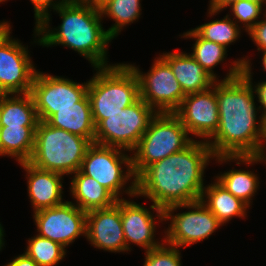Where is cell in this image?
<instances>
[{
	"instance_id": "obj_30",
	"label": "cell",
	"mask_w": 266,
	"mask_h": 266,
	"mask_svg": "<svg viewBox=\"0 0 266 266\" xmlns=\"http://www.w3.org/2000/svg\"><path fill=\"white\" fill-rule=\"evenodd\" d=\"M145 254L144 266H181V253L178 247L162 243L156 248L145 251Z\"/></svg>"
},
{
	"instance_id": "obj_5",
	"label": "cell",
	"mask_w": 266,
	"mask_h": 266,
	"mask_svg": "<svg viewBox=\"0 0 266 266\" xmlns=\"http://www.w3.org/2000/svg\"><path fill=\"white\" fill-rule=\"evenodd\" d=\"M92 142L82 136L39 121L35 131V146L31 159L33 166L62 175L80 170L82 160Z\"/></svg>"
},
{
	"instance_id": "obj_24",
	"label": "cell",
	"mask_w": 266,
	"mask_h": 266,
	"mask_svg": "<svg viewBox=\"0 0 266 266\" xmlns=\"http://www.w3.org/2000/svg\"><path fill=\"white\" fill-rule=\"evenodd\" d=\"M216 180L235 197L241 199L248 206L251 198L257 192L259 180L257 174L246 170H229L216 177Z\"/></svg>"
},
{
	"instance_id": "obj_11",
	"label": "cell",
	"mask_w": 266,
	"mask_h": 266,
	"mask_svg": "<svg viewBox=\"0 0 266 266\" xmlns=\"http://www.w3.org/2000/svg\"><path fill=\"white\" fill-rule=\"evenodd\" d=\"M139 80L140 98L157 113H174L186 96L170 65L160 56L154 60L146 74L137 66L129 64Z\"/></svg>"
},
{
	"instance_id": "obj_7",
	"label": "cell",
	"mask_w": 266,
	"mask_h": 266,
	"mask_svg": "<svg viewBox=\"0 0 266 266\" xmlns=\"http://www.w3.org/2000/svg\"><path fill=\"white\" fill-rule=\"evenodd\" d=\"M123 151L125 152L120 148L92 143L80 167L83 174L98 181L117 200L122 199L119 198L120 193L124 191L123 187L127 181L132 178L131 186L129 185L124 192L130 197L136 196V176L133 172L132 156L124 154ZM121 164H126V172L122 170Z\"/></svg>"
},
{
	"instance_id": "obj_15",
	"label": "cell",
	"mask_w": 266,
	"mask_h": 266,
	"mask_svg": "<svg viewBox=\"0 0 266 266\" xmlns=\"http://www.w3.org/2000/svg\"><path fill=\"white\" fill-rule=\"evenodd\" d=\"M85 237L98 249L109 252L128 251L121 220V199L112 207L87 212Z\"/></svg>"
},
{
	"instance_id": "obj_28",
	"label": "cell",
	"mask_w": 266,
	"mask_h": 266,
	"mask_svg": "<svg viewBox=\"0 0 266 266\" xmlns=\"http://www.w3.org/2000/svg\"><path fill=\"white\" fill-rule=\"evenodd\" d=\"M25 254L38 266H55L65 257L66 249L58 242L37 234L28 240Z\"/></svg>"
},
{
	"instance_id": "obj_17",
	"label": "cell",
	"mask_w": 266,
	"mask_h": 266,
	"mask_svg": "<svg viewBox=\"0 0 266 266\" xmlns=\"http://www.w3.org/2000/svg\"><path fill=\"white\" fill-rule=\"evenodd\" d=\"M27 173L28 196L30 197L33 211L51 208L63 204L62 200L64 175L39 169L29 162L19 163Z\"/></svg>"
},
{
	"instance_id": "obj_32",
	"label": "cell",
	"mask_w": 266,
	"mask_h": 266,
	"mask_svg": "<svg viewBox=\"0 0 266 266\" xmlns=\"http://www.w3.org/2000/svg\"><path fill=\"white\" fill-rule=\"evenodd\" d=\"M265 20L258 21L249 31L252 41L257 45L258 51L266 50V12L263 14Z\"/></svg>"
},
{
	"instance_id": "obj_4",
	"label": "cell",
	"mask_w": 266,
	"mask_h": 266,
	"mask_svg": "<svg viewBox=\"0 0 266 266\" xmlns=\"http://www.w3.org/2000/svg\"><path fill=\"white\" fill-rule=\"evenodd\" d=\"M88 81L87 95L95 127L106 115L120 112L140 98L139 80L129 64H112L95 68Z\"/></svg>"
},
{
	"instance_id": "obj_21",
	"label": "cell",
	"mask_w": 266,
	"mask_h": 266,
	"mask_svg": "<svg viewBox=\"0 0 266 266\" xmlns=\"http://www.w3.org/2000/svg\"><path fill=\"white\" fill-rule=\"evenodd\" d=\"M201 201L222 224L228 223L235 216L246 217L247 208L250 207L228 192L217 180L204 188Z\"/></svg>"
},
{
	"instance_id": "obj_23",
	"label": "cell",
	"mask_w": 266,
	"mask_h": 266,
	"mask_svg": "<svg viewBox=\"0 0 266 266\" xmlns=\"http://www.w3.org/2000/svg\"><path fill=\"white\" fill-rule=\"evenodd\" d=\"M11 96L2 93L0 126H37L39 119L31 93Z\"/></svg>"
},
{
	"instance_id": "obj_12",
	"label": "cell",
	"mask_w": 266,
	"mask_h": 266,
	"mask_svg": "<svg viewBox=\"0 0 266 266\" xmlns=\"http://www.w3.org/2000/svg\"><path fill=\"white\" fill-rule=\"evenodd\" d=\"M88 90V81L79 84L73 80L36 72L31 95L39 121L46 122L59 108L73 107Z\"/></svg>"
},
{
	"instance_id": "obj_16",
	"label": "cell",
	"mask_w": 266,
	"mask_h": 266,
	"mask_svg": "<svg viewBox=\"0 0 266 266\" xmlns=\"http://www.w3.org/2000/svg\"><path fill=\"white\" fill-rule=\"evenodd\" d=\"M153 216L149 209L144 206L124 198L121 199V220L128 251H130L131 243L146 251L162 244L154 240L156 225Z\"/></svg>"
},
{
	"instance_id": "obj_26",
	"label": "cell",
	"mask_w": 266,
	"mask_h": 266,
	"mask_svg": "<svg viewBox=\"0 0 266 266\" xmlns=\"http://www.w3.org/2000/svg\"><path fill=\"white\" fill-rule=\"evenodd\" d=\"M184 38H194L193 53L190 55L215 79L216 74L212 70L226 58L227 48L215 42L201 38L193 29L183 33Z\"/></svg>"
},
{
	"instance_id": "obj_31",
	"label": "cell",
	"mask_w": 266,
	"mask_h": 266,
	"mask_svg": "<svg viewBox=\"0 0 266 266\" xmlns=\"http://www.w3.org/2000/svg\"><path fill=\"white\" fill-rule=\"evenodd\" d=\"M7 1V0H5ZM34 6V16L36 19V26L38 24H48L50 21V14L49 11L50 9L55 10L57 7L60 5H63L70 0H59L53 1V0H30ZM55 2V3H54ZM52 7V8H51ZM50 8V9H48Z\"/></svg>"
},
{
	"instance_id": "obj_20",
	"label": "cell",
	"mask_w": 266,
	"mask_h": 266,
	"mask_svg": "<svg viewBox=\"0 0 266 266\" xmlns=\"http://www.w3.org/2000/svg\"><path fill=\"white\" fill-rule=\"evenodd\" d=\"M71 180L70 192L75 198L77 207L85 212L112 207L117 199L94 178L83 174L80 170Z\"/></svg>"
},
{
	"instance_id": "obj_27",
	"label": "cell",
	"mask_w": 266,
	"mask_h": 266,
	"mask_svg": "<svg viewBox=\"0 0 266 266\" xmlns=\"http://www.w3.org/2000/svg\"><path fill=\"white\" fill-rule=\"evenodd\" d=\"M201 38L223 45L225 48L235 42L241 33L237 22L231 20L229 15L224 19L213 20L193 29Z\"/></svg>"
},
{
	"instance_id": "obj_19",
	"label": "cell",
	"mask_w": 266,
	"mask_h": 266,
	"mask_svg": "<svg viewBox=\"0 0 266 266\" xmlns=\"http://www.w3.org/2000/svg\"><path fill=\"white\" fill-rule=\"evenodd\" d=\"M46 122L50 126L85 137L94 143L95 124L87 94L76 103V106L57 109Z\"/></svg>"
},
{
	"instance_id": "obj_14",
	"label": "cell",
	"mask_w": 266,
	"mask_h": 266,
	"mask_svg": "<svg viewBox=\"0 0 266 266\" xmlns=\"http://www.w3.org/2000/svg\"><path fill=\"white\" fill-rule=\"evenodd\" d=\"M174 113L188 134L201 137L205 142L210 140L219 126L216 82L207 90L187 94Z\"/></svg>"
},
{
	"instance_id": "obj_10",
	"label": "cell",
	"mask_w": 266,
	"mask_h": 266,
	"mask_svg": "<svg viewBox=\"0 0 266 266\" xmlns=\"http://www.w3.org/2000/svg\"><path fill=\"white\" fill-rule=\"evenodd\" d=\"M9 22L0 24V93H30L37 70L29 51L10 37Z\"/></svg>"
},
{
	"instance_id": "obj_38",
	"label": "cell",
	"mask_w": 266,
	"mask_h": 266,
	"mask_svg": "<svg viewBox=\"0 0 266 266\" xmlns=\"http://www.w3.org/2000/svg\"><path fill=\"white\" fill-rule=\"evenodd\" d=\"M258 149H266V117L262 118V133Z\"/></svg>"
},
{
	"instance_id": "obj_13",
	"label": "cell",
	"mask_w": 266,
	"mask_h": 266,
	"mask_svg": "<svg viewBox=\"0 0 266 266\" xmlns=\"http://www.w3.org/2000/svg\"><path fill=\"white\" fill-rule=\"evenodd\" d=\"M33 213L38 235L58 242L64 248L80 235L86 236L87 212L71 201Z\"/></svg>"
},
{
	"instance_id": "obj_41",
	"label": "cell",
	"mask_w": 266,
	"mask_h": 266,
	"mask_svg": "<svg viewBox=\"0 0 266 266\" xmlns=\"http://www.w3.org/2000/svg\"><path fill=\"white\" fill-rule=\"evenodd\" d=\"M1 102H2V93H0V108H1Z\"/></svg>"
},
{
	"instance_id": "obj_22",
	"label": "cell",
	"mask_w": 266,
	"mask_h": 266,
	"mask_svg": "<svg viewBox=\"0 0 266 266\" xmlns=\"http://www.w3.org/2000/svg\"><path fill=\"white\" fill-rule=\"evenodd\" d=\"M37 126H0V156L16 157L18 163L28 162L35 146Z\"/></svg>"
},
{
	"instance_id": "obj_8",
	"label": "cell",
	"mask_w": 266,
	"mask_h": 266,
	"mask_svg": "<svg viewBox=\"0 0 266 266\" xmlns=\"http://www.w3.org/2000/svg\"><path fill=\"white\" fill-rule=\"evenodd\" d=\"M156 114L139 98L120 112L106 115L95 127L94 143L133 151Z\"/></svg>"
},
{
	"instance_id": "obj_18",
	"label": "cell",
	"mask_w": 266,
	"mask_h": 266,
	"mask_svg": "<svg viewBox=\"0 0 266 266\" xmlns=\"http://www.w3.org/2000/svg\"><path fill=\"white\" fill-rule=\"evenodd\" d=\"M159 56L170 65L185 95L207 90L217 81L189 53L166 52Z\"/></svg>"
},
{
	"instance_id": "obj_9",
	"label": "cell",
	"mask_w": 266,
	"mask_h": 266,
	"mask_svg": "<svg viewBox=\"0 0 266 266\" xmlns=\"http://www.w3.org/2000/svg\"><path fill=\"white\" fill-rule=\"evenodd\" d=\"M182 207L191 211L172 215L174 211ZM163 211L164 221L170 220V226L165 231L163 242L175 247L184 248L208 239L217 228L223 225L201 200L173 205Z\"/></svg>"
},
{
	"instance_id": "obj_39",
	"label": "cell",
	"mask_w": 266,
	"mask_h": 266,
	"mask_svg": "<svg viewBox=\"0 0 266 266\" xmlns=\"http://www.w3.org/2000/svg\"><path fill=\"white\" fill-rule=\"evenodd\" d=\"M4 230H3V227L2 225L0 224V251L2 250L1 248L3 247L4 245Z\"/></svg>"
},
{
	"instance_id": "obj_25",
	"label": "cell",
	"mask_w": 266,
	"mask_h": 266,
	"mask_svg": "<svg viewBox=\"0 0 266 266\" xmlns=\"http://www.w3.org/2000/svg\"><path fill=\"white\" fill-rule=\"evenodd\" d=\"M140 0H110L101 10V15L112 18L115 23L107 29L108 35L114 39L122 28L139 19L141 15Z\"/></svg>"
},
{
	"instance_id": "obj_3",
	"label": "cell",
	"mask_w": 266,
	"mask_h": 266,
	"mask_svg": "<svg viewBox=\"0 0 266 266\" xmlns=\"http://www.w3.org/2000/svg\"><path fill=\"white\" fill-rule=\"evenodd\" d=\"M62 19L60 26L49 29V24H38L35 34L42 46L63 45L77 51L94 68L110 66L107 62V46L113 40L101 24V12L80 4L77 0L55 9ZM41 35V37H40Z\"/></svg>"
},
{
	"instance_id": "obj_40",
	"label": "cell",
	"mask_w": 266,
	"mask_h": 266,
	"mask_svg": "<svg viewBox=\"0 0 266 266\" xmlns=\"http://www.w3.org/2000/svg\"><path fill=\"white\" fill-rule=\"evenodd\" d=\"M262 53H263L262 54L263 56L261 58L262 59V65H263L262 67L266 71V50L265 51H262Z\"/></svg>"
},
{
	"instance_id": "obj_33",
	"label": "cell",
	"mask_w": 266,
	"mask_h": 266,
	"mask_svg": "<svg viewBox=\"0 0 266 266\" xmlns=\"http://www.w3.org/2000/svg\"><path fill=\"white\" fill-rule=\"evenodd\" d=\"M265 150L266 149H258V151H257V155L256 156H218V157H214V158H216V161H218V163H222V162H229V161H231L232 162V160H234V161H239V162H237L236 164H240V163H244L245 162V164H250L251 165V163L254 165V163L256 162V164H257V162H265V164H266V154H265Z\"/></svg>"
},
{
	"instance_id": "obj_35",
	"label": "cell",
	"mask_w": 266,
	"mask_h": 266,
	"mask_svg": "<svg viewBox=\"0 0 266 266\" xmlns=\"http://www.w3.org/2000/svg\"><path fill=\"white\" fill-rule=\"evenodd\" d=\"M238 0H210V6H209V15L212 16L216 13H219L220 11L226 9L228 6H230L232 3L236 2ZM264 5H266V0H257Z\"/></svg>"
},
{
	"instance_id": "obj_6",
	"label": "cell",
	"mask_w": 266,
	"mask_h": 266,
	"mask_svg": "<svg viewBox=\"0 0 266 266\" xmlns=\"http://www.w3.org/2000/svg\"><path fill=\"white\" fill-rule=\"evenodd\" d=\"M175 113H157L133 150L132 166L137 177L146 167L187 147L193 139Z\"/></svg>"
},
{
	"instance_id": "obj_37",
	"label": "cell",
	"mask_w": 266,
	"mask_h": 266,
	"mask_svg": "<svg viewBox=\"0 0 266 266\" xmlns=\"http://www.w3.org/2000/svg\"><path fill=\"white\" fill-rule=\"evenodd\" d=\"M80 4L101 10L110 0H77Z\"/></svg>"
},
{
	"instance_id": "obj_1",
	"label": "cell",
	"mask_w": 266,
	"mask_h": 266,
	"mask_svg": "<svg viewBox=\"0 0 266 266\" xmlns=\"http://www.w3.org/2000/svg\"><path fill=\"white\" fill-rule=\"evenodd\" d=\"M224 79L216 81L219 126L206 143L214 157L256 156L262 133V117L254 102L251 63L247 58L233 62ZM257 108V109H256ZM258 120V121H257ZM259 122V123H258Z\"/></svg>"
},
{
	"instance_id": "obj_34",
	"label": "cell",
	"mask_w": 266,
	"mask_h": 266,
	"mask_svg": "<svg viewBox=\"0 0 266 266\" xmlns=\"http://www.w3.org/2000/svg\"><path fill=\"white\" fill-rule=\"evenodd\" d=\"M256 86L253 88L255 95H257L258 97V103H260L261 106H259V111L262 108V114L260 115L262 118L266 117V81L263 82H259L257 84H255Z\"/></svg>"
},
{
	"instance_id": "obj_36",
	"label": "cell",
	"mask_w": 266,
	"mask_h": 266,
	"mask_svg": "<svg viewBox=\"0 0 266 266\" xmlns=\"http://www.w3.org/2000/svg\"><path fill=\"white\" fill-rule=\"evenodd\" d=\"M5 266H38V265L32 258L28 257L25 253H23L15 257Z\"/></svg>"
},
{
	"instance_id": "obj_2",
	"label": "cell",
	"mask_w": 266,
	"mask_h": 266,
	"mask_svg": "<svg viewBox=\"0 0 266 266\" xmlns=\"http://www.w3.org/2000/svg\"><path fill=\"white\" fill-rule=\"evenodd\" d=\"M196 141L152 163L136 177V197L149 198L160 221H164L165 208L201 200L204 170L214 155L205 141Z\"/></svg>"
},
{
	"instance_id": "obj_29",
	"label": "cell",
	"mask_w": 266,
	"mask_h": 266,
	"mask_svg": "<svg viewBox=\"0 0 266 266\" xmlns=\"http://www.w3.org/2000/svg\"><path fill=\"white\" fill-rule=\"evenodd\" d=\"M263 3L257 0H238L232 3L231 11L233 12V20L236 18L235 22L238 20L243 24L246 32H248L259 20L260 14L262 12Z\"/></svg>"
}]
</instances>
